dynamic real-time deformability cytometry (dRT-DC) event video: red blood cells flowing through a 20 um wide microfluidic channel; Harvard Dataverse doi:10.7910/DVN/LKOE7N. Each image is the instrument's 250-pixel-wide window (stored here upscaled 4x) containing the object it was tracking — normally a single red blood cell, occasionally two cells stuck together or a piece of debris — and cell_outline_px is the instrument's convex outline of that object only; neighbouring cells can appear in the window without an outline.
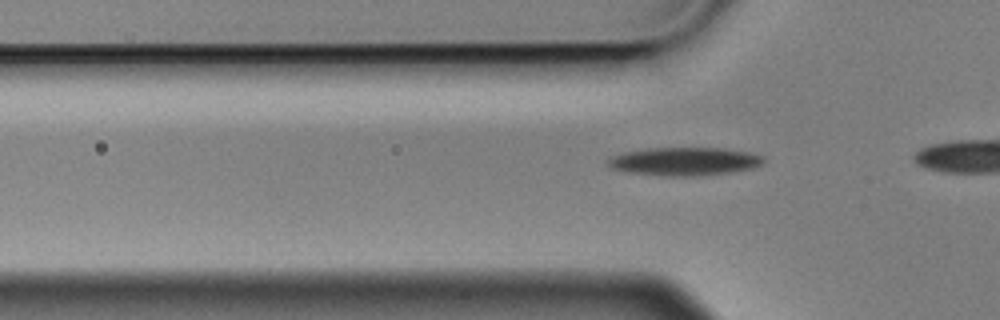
{"species": "Egyptian fruit bat (a non-hibernating species)", "species_latin": "Rousettus aegyptiacus", "temperature_condition": "cold", "stored_images_in_passage": 3, "segment_of_instrument_passage": [2, 2], "camera_frame_rate_fps": 3000, "um_per_image_px": 0.085, "animal": {"sex": "male"}, "frame": {"image": 1, "passage_image": 3, "time_ms": 0.667, "image_size_px": [1000, 320], "cell_outline_px": [[764, 164], [752, 168], [728, 172], [692, 176], [668, 176], [624, 172], [612, 168], [608, 164], [608, 156], [624, 152], [644, 148], [724, 148], [748, 152], [764, 156]], "centroid_in_image_um": [58.14, 13.71], "position_along_channel_um": 67.7, "area_um2": 25.66}}